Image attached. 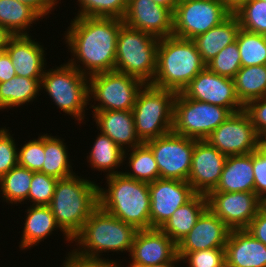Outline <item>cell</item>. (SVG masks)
Wrapping results in <instances>:
<instances>
[{
    "label": "cell",
    "instance_id": "cell-28",
    "mask_svg": "<svg viewBox=\"0 0 266 267\" xmlns=\"http://www.w3.org/2000/svg\"><path fill=\"white\" fill-rule=\"evenodd\" d=\"M124 152L107 135L100 132L87 155V162L93 170L107 172L106 177L120 174L123 171H118V168L124 165Z\"/></svg>",
    "mask_w": 266,
    "mask_h": 267
},
{
    "label": "cell",
    "instance_id": "cell-21",
    "mask_svg": "<svg viewBox=\"0 0 266 267\" xmlns=\"http://www.w3.org/2000/svg\"><path fill=\"white\" fill-rule=\"evenodd\" d=\"M35 40L29 35L12 36L5 51L11 58L16 75L41 80L47 60L43 45Z\"/></svg>",
    "mask_w": 266,
    "mask_h": 267
},
{
    "label": "cell",
    "instance_id": "cell-40",
    "mask_svg": "<svg viewBox=\"0 0 266 267\" xmlns=\"http://www.w3.org/2000/svg\"><path fill=\"white\" fill-rule=\"evenodd\" d=\"M58 179L42 172H33L28 200L32 205L48 206L53 198Z\"/></svg>",
    "mask_w": 266,
    "mask_h": 267
},
{
    "label": "cell",
    "instance_id": "cell-12",
    "mask_svg": "<svg viewBox=\"0 0 266 267\" xmlns=\"http://www.w3.org/2000/svg\"><path fill=\"white\" fill-rule=\"evenodd\" d=\"M145 144L154 155L159 169V178L188 180L195 139L171 131Z\"/></svg>",
    "mask_w": 266,
    "mask_h": 267
},
{
    "label": "cell",
    "instance_id": "cell-50",
    "mask_svg": "<svg viewBox=\"0 0 266 267\" xmlns=\"http://www.w3.org/2000/svg\"><path fill=\"white\" fill-rule=\"evenodd\" d=\"M12 36L5 27L0 25V49H6L7 43Z\"/></svg>",
    "mask_w": 266,
    "mask_h": 267
},
{
    "label": "cell",
    "instance_id": "cell-8",
    "mask_svg": "<svg viewBox=\"0 0 266 267\" xmlns=\"http://www.w3.org/2000/svg\"><path fill=\"white\" fill-rule=\"evenodd\" d=\"M177 93L145 84L132 109L139 139L145 143L172 131Z\"/></svg>",
    "mask_w": 266,
    "mask_h": 267
},
{
    "label": "cell",
    "instance_id": "cell-43",
    "mask_svg": "<svg viewBox=\"0 0 266 267\" xmlns=\"http://www.w3.org/2000/svg\"><path fill=\"white\" fill-rule=\"evenodd\" d=\"M259 137L266 135V96L252 100L244 106Z\"/></svg>",
    "mask_w": 266,
    "mask_h": 267
},
{
    "label": "cell",
    "instance_id": "cell-20",
    "mask_svg": "<svg viewBox=\"0 0 266 267\" xmlns=\"http://www.w3.org/2000/svg\"><path fill=\"white\" fill-rule=\"evenodd\" d=\"M231 229L207 208L191 231L177 244V252L225 248Z\"/></svg>",
    "mask_w": 266,
    "mask_h": 267
},
{
    "label": "cell",
    "instance_id": "cell-32",
    "mask_svg": "<svg viewBox=\"0 0 266 267\" xmlns=\"http://www.w3.org/2000/svg\"><path fill=\"white\" fill-rule=\"evenodd\" d=\"M63 138L44 133V164L40 172L56 179H64L75 175L69 161L68 147Z\"/></svg>",
    "mask_w": 266,
    "mask_h": 267
},
{
    "label": "cell",
    "instance_id": "cell-37",
    "mask_svg": "<svg viewBox=\"0 0 266 267\" xmlns=\"http://www.w3.org/2000/svg\"><path fill=\"white\" fill-rule=\"evenodd\" d=\"M241 29L266 35V2L263 0H249L234 14Z\"/></svg>",
    "mask_w": 266,
    "mask_h": 267
},
{
    "label": "cell",
    "instance_id": "cell-42",
    "mask_svg": "<svg viewBox=\"0 0 266 267\" xmlns=\"http://www.w3.org/2000/svg\"><path fill=\"white\" fill-rule=\"evenodd\" d=\"M6 127L0 128V178L18 165V148Z\"/></svg>",
    "mask_w": 266,
    "mask_h": 267
},
{
    "label": "cell",
    "instance_id": "cell-41",
    "mask_svg": "<svg viewBox=\"0 0 266 267\" xmlns=\"http://www.w3.org/2000/svg\"><path fill=\"white\" fill-rule=\"evenodd\" d=\"M44 134L37 139L29 140L18 148V165L26 167L30 171L40 172L44 164Z\"/></svg>",
    "mask_w": 266,
    "mask_h": 267
},
{
    "label": "cell",
    "instance_id": "cell-15",
    "mask_svg": "<svg viewBox=\"0 0 266 267\" xmlns=\"http://www.w3.org/2000/svg\"><path fill=\"white\" fill-rule=\"evenodd\" d=\"M182 93L189 99L228 108L232 113L244 110L237 98L234 80L220 76L207 67L194 77Z\"/></svg>",
    "mask_w": 266,
    "mask_h": 267
},
{
    "label": "cell",
    "instance_id": "cell-17",
    "mask_svg": "<svg viewBox=\"0 0 266 267\" xmlns=\"http://www.w3.org/2000/svg\"><path fill=\"white\" fill-rule=\"evenodd\" d=\"M129 266L144 267L166 262H180L177 244L160 228L138 230L130 254Z\"/></svg>",
    "mask_w": 266,
    "mask_h": 267
},
{
    "label": "cell",
    "instance_id": "cell-53",
    "mask_svg": "<svg viewBox=\"0 0 266 267\" xmlns=\"http://www.w3.org/2000/svg\"><path fill=\"white\" fill-rule=\"evenodd\" d=\"M259 211L266 215V194L259 198Z\"/></svg>",
    "mask_w": 266,
    "mask_h": 267
},
{
    "label": "cell",
    "instance_id": "cell-7",
    "mask_svg": "<svg viewBox=\"0 0 266 267\" xmlns=\"http://www.w3.org/2000/svg\"><path fill=\"white\" fill-rule=\"evenodd\" d=\"M158 45V38L123 23L117 37L115 71L150 84L156 73Z\"/></svg>",
    "mask_w": 266,
    "mask_h": 267
},
{
    "label": "cell",
    "instance_id": "cell-48",
    "mask_svg": "<svg viewBox=\"0 0 266 267\" xmlns=\"http://www.w3.org/2000/svg\"><path fill=\"white\" fill-rule=\"evenodd\" d=\"M62 267H111L103 263L84 262L74 259L70 254H67L63 261Z\"/></svg>",
    "mask_w": 266,
    "mask_h": 267
},
{
    "label": "cell",
    "instance_id": "cell-33",
    "mask_svg": "<svg viewBox=\"0 0 266 267\" xmlns=\"http://www.w3.org/2000/svg\"><path fill=\"white\" fill-rule=\"evenodd\" d=\"M126 158H128L127 160L129 161L127 162V166L129 165L130 171H123L122 173L125 176L147 183L153 182L159 178L158 165L151 149L145 143L125 151L124 162Z\"/></svg>",
    "mask_w": 266,
    "mask_h": 267
},
{
    "label": "cell",
    "instance_id": "cell-25",
    "mask_svg": "<svg viewBox=\"0 0 266 267\" xmlns=\"http://www.w3.org/2000/svg\"><path fill=\"white\" fill-rule=\"evenodd\" d=\"M29 207L25 211L27 214L19 242L20 250H27V248L37 246V244L53 234L54 230L60 229L49 206L30 205Z\"/></svg>",
    "mask_w": 266,
    "mask_h": 267
},
{
    "label": "cell",
    "instance_id": "cell-38",
    "mask_svg": "<svg viewBox=\"0 0 266 267\" xmlns=\"http://www.w3.org/2000/svg\"><path fill=\"white\" fill-rule=\"evenodd\" d=\"M206 67L220 76L233 79L242 67L237 42L225 46L206 64Z\"/></svg>",
    "mask_w": 266,
    "mask_h": 267
},
{
    "label": "cell",
    "instance_id": "cell-44",
    "mask_svg": "<svg viewBox=\"0 0 266 267\" xmlns=\"http://www.w3.org/2000/svg\"><path fill=\"white\" fill-rule=\"evenodd\" d=\"M254 192L260 198L266 194V153L259 147L252 152Z\"/></svg>",
    "mask_w": 266,
    "mask_h": 267
},
{
    "label": "cell",
    "instance_id": "cell-19",
    "mask_svg": "<svg viewBox=\"0 0 266 267\" xmlns=\"http://www.w3.org/2000/svg\"><path fill=\"white\" fill-rule=\"evenodd\" d=\"M123 22L158 39L173 33V12L152 0H128Z\"/></svg>",
    "mask_w": 266,
    "mask_h": 267
},
{
    "label": "cell",
    "instance_id": "cell-2",
    "mask_svg": "<svg viewBox=\"0 0 266 267\" xmlns=\"http://www.w3.org/2000/svg\"><path fill=\"white\" fill-rule=\"evenodd\" d=\"M138 230L98 206L86 220L82 230L72 239L76 247L70 250L74 259L119 267L116 260L101 257L102 253L127 251L130 254ZM101 253V254H100ZM103 258V259H102Z\"/></svg>",
    "mask_w": 266,
    "mask_h": 267
},
{
    "label": "cell",
    "instance_id": "cell-13",
    "mask_svg": "<svg viewBox=\"0 0 266 267\" xmlns=\"http://www.w3.org/2000/svg\"><path fill=\"white\" fill-rule=\"evenodd\" d=\"M206 140L226 156L250 154L260 147V137L244 110L233 113Z\"/></svg>",
    "mask_w": 266,
    "mask_h": 267
},
{
    "label": "cell",
    "instance_id": "cell-24",
    "mask_svg": "<svg viewBox=\"0 0 266 267\" xmlns=\"http://www.w3.org/2000/svg\"><path fill=\"white\" fill-rule=\"evenodd\" d=\"M211 192H254L252 153L227 156L220 181Z\"/></svg>",
    "mask_w": 266,
    "mask_h": 267
},
{
    "label": "cell",
    "instance_id": "cell-45",
    "mask_svg": "<svg viewBox=\"0 0 266 267\" xmlns=\"http://www.w3.org/2000/svg\"><path fill=\"white\" fill-rule=\"evenodd\" d=\"M247 231L256 239L266 245V215L258 211L246 228Z\"/></svg>",
    "mask_w": 266,
    "mask_h": 267
},
{
    "label": "cell",
    "instance_id": "cell-10",
    "mask_svg": "<svg viewBox=\"0 0 266 267\" xmlns=\"http://www.w3.org/2000/svg\"><path fill=\"white\" fill-rule=\"evenodd\" d=\"M144 85L142 80L115 70L92 75L89 77V102L98 103L95 106L89 103V108L93 111H132Z\"/></svg>",
    "mask_w": 266,
    "mask_h": 267
},
{
    "label": "cell",
    "instance_id": "cell-55",
    "mask_svg": "<svg viewBox=\"0 0 266 267\" xmlns=\"http://www.w3.org/2000/svg\"><path fill=\"white\" fill-rule=\"evenodd\" d=\"M5 52V49H0V56Z\"/></svg>",
    "mask_w": 266,
    "mask_h": 267
},
{
    "label": "cell",
    "instance_id": "cell-29",
    "mask_svg": "<svg viewBox=\"0 0 266 267\" xmlns=\"http://www.w3.org/2000/svg\"><path fill=\"white\" fill-rule=\"evenodd\" d=\"M40 81L16 75L0 83V110L31 103L41 91ZM28 102V103H27Z\"/></svg>",
    "mask_w": 266,
    "mask_h": 267
},
{
    "label": "cell",
    "instance_id": "cell-26",
    "mask_svg": "<svg viewBox=\"0 0 266 267\" xmlns=\"http://www.w3.org/2000/svg\"><path fill=\"white\" fill-rule=\"evenodd\" d=\"M240 23L235 15H230L220 25L209 29L193 39L202 61L207 64L225 46L236 41Z\"/></svg>",
    "mask_w": 266,
    "mask_h": 267
},
{
    "label": "cell",
    "instance_id": "cell-16",
    "mask_svg": "<svg viewBox=\"0 0 266 267\" xmlns=\"http://www.w3.org/2000/svg\"><path fill=\"white\" fill-rule=\"evenodd\" d=\"M208 208L231 230L246 229L259 211L255 192H210Z\"/></svg>",
    "mask_w": 266,
    "mask_h": 267
},
{
    "label": "cell",
    "instance_id": "cell-6",
    "mask_svg": "<svg viewBox=\"0 0 266 267\" xmlns=\"http://www.w3.org/2000/svg\"><path fill=\"white\" fill-rule=\"evenodd\" d=\"M40 88L42 91L44 88L60 111L73 117V120L75 118V121H79L78 124L84 121L89 104V77L67 62L54 69H46Z\"/></svg>",
    "mask_w": 266,
    "mask_h": 267
},
{
    "label": "cell",
    "instance_id": "cell-30",
    "mask_svg": "<svg viewBox=\"0 0 266 267\" xmlns=\"http://www.w3.org/2000/svg\"><path fill=\"white\" fill-rule=\"evenodd\" d=\"M43 19L33 8L17 0H0V25L13 36L30 35L31 24Z\"/></svg>",
    "mask_w": 266,
    "mask_h": 267
},
{
    "label": "cell",
    "instance_id": "cell-54",
    "mask_svg": "<svg viewBox=\"0 0 266 267\" xmlns=\"http://www.w3.org/2000/svg\"><path fill=\"white\" fill-rule=\"evenodd\" d=\"M260 148L266 153V135L260 137Z\"/></svg>",
    "mask_w": 266,
    "mask_h": 267
},
{
    "label": "cell",
    "instance_id": "cell-9",
    "mask_svg": "<svg viewBox=\"0 0 266 267\" xmlns=\"http://www.w3.org/2000/svg\"><path fill=\"white\" fill-rule=\"evenodd\" d=\"M232 114L228 108L189 99L182 92L177 93L172 131L191 139L206 140Z\"/></svg>",
    "mask_w": 266,
    "mask_h": 267
},
{
    "label": "cell",
    "instance_id": "cell-4",
    "mask_svg": "<svg viewBox=\"0 0 266 267\" xmlns=\"http://www.w3.org/2000/svg\"><path fill=\"white\" fill-rule=\"evenodd\" d=\"M206 67L193 40L169 36L159 39L152 86L181 93Z\"/></svg>",
    "mask_w": 266,
    "mask_h": 267
},
{
    "label": "cell",
    "instance_id": "cell-46",
    "mask_svg": "<svg viewBox=\"0 0 266 267\" xmlns=\"http://www.w3.org/2000/svg\"><path fill=\"white\" fill-rule=\"evenodd\" d=\"M33 8L42 18L56 9L59 0H17ZM54 8V9H53ZM44 16V17H43Z\"/></svg>",
    "mask_w": 266,
    "mask_h": 267
},
{
    "label": "cell",
    "instance_id": "cell-52",
    "mask_svg": "<svg viewBox=\"0 0 266 267\" xmlns=\"http://www.w3.org/2000/svg\"><path fill=\"white\" fill-rule=\"evenodd\" d=\"M178 263L179 262H166V263H160V264H155V265H147V266H144V267H175V266L178 267L177 266ZM119 267H123V266H119Z\"/></svg>",
    "mask_w": 266,
    "mask_h": 267
},
{
    "label": "cell",
    "instance_id": "cell-47",
    "mask_svg": "<svg viewBox=\"0 0 266 267\" xmlns=\"http://www.w3.org/2000/svg\"><path fill=\"white\" fill-rule=\"evenodd\" d=\"M16 76L14 65L11 63V58L5 51L0 56V83L10 80Z\"/></svg>",
    "mask_w": 266,
    "mask_h": 267
},
{
    "label": "cell",
    "instance_id": "cell-5",
    "mask_svg": "<svg viewBox=\"0 0 266 267\" xmlns=\"http://www.w3.org/2000/svg\"><path fill=\"white\" fill-rule=\"evenodd\" d=\"M105 178L108 188L99 186V206L137 230L150 229L149 183L123 173Z\"/></svg>",
    "mask_w": 266,
    "mask_h": 267
},
{
    "label": "cell",
    "instance_id": "cell-1",
    "mask_svg": "<svg viewBox=\"0 0 266 267\" xmlns=\"http://www.w3.org/2000/svg\"><path fill=\"white\" fill-rule=\"evenodd\" d=\"M123 23V19L113 17H74L64 33L73 56L68 63L87 77L114 71L117 37Z\"/></svg>",
    "mask_w": 266,
    "mask_h": 267
},
{
    "label": "cell",
    "instance_id": "cell-31",
    "mask_svg": "<svg viewBox=\"0 0 266 267\" xmlns=\"http://www.w3.org/2000/svg\"><path fill=\"white\" fill-rule=\"evenodd\" d=\"M233 80L237 98L243 106L266 96V65L242 66Z\"/></svg>",
    "mask_w": 266,
    "mask_h": 267
},
{
    "label": "cell",
    "instance_id": "cell-18",
    "mask_svg": "<svg viewBox=\"0 0 266 267\" xmlns=\"http://www.w3.org/2000/svg\"><path fill=\"white\" fill-rule=\"evenodd\" d=\"M227 156L207 140H195L187 182L196 194L208 195L217 187Z\"/></svg>",
    "mask_w": 266,
    "mask_h": 267
},
{
    "label": "cell",
    "instance_id": "cell-49",
    "mask_svg": "<svg viewBox=\"0 0 266 267\" xmlns=\"http://www.w3.org/2000/svg\"><path fill=\"white\" fill-rule=\"evenodd\" d=\"M248 1L249 0H220L231 15L237 13Z\"/></svg>",
    "mask_w": 266,
    "mask_h": 267
},
{
    "label": "cell",
    "instance_id": "cell-3",
    "mask_svg": "<svg viewBox=\"0 0 266 267\" xmlns=\"http://www.w3.org/2000/svg\"><path fill=\"white\" fill-rule=\"evenodd\" d=\"M48 206L65 240L73 243L72 239L99 206V185L77 174L58 179Z\"/></svg>",
    "mask_w": 266,
    "mask_h": 267
},
{
    "label": "cell",
    "instance_id": "cell-23",
    "mask_svg": "<svg viewBox=\"0 0 266 267\" xmlns=\"http://www.w3.org/2000/svg\"><path fill=\"white\" fill-rule=\"evenodd\" d=\"M92 115L97 129L123 151L131 150L143 143L137 135L132 111H92Z\"/></svg>",
    "mask_w": 266,
    "mask_h": 267
},
{
    "label": "cell",
    "instance_id": "cell-51",
    "mask_svg": "<svg viewBox=\"0 0 266 267\" xmlns=\"http://www.w3.org/2000/svg\"><path fill=\"white\" fill-rule=\"evenodd\" d=\"M157 5H160L164 8L171 10L173 13L175 12L176 6L179 3V0H152Z\"/></svg>",
    "mask_w": 266,
    "mask_h": 267
},
{
    "label": "cell",
    "instance_id": "cell-36",
    "mask_svg": "<svg viewBox=\"0 0 266 267\" xmlns=\"http://www.w3.org/2000/svg\"><path fill=\"white\" fill-rule=\"evenodd\" d=\"M78 13L75 17H113L123 19L128 0H77Z\"/></svg>",
    "mask_w": 266,
    "mask_h": 267
},
{
    "label": "cell",
    "instance_id": "cell-39",
    "mask_svg": "<svg viewBox=\"0 0 266 267\" xmlns=\"http://www.w3.org/2000/svg\"><path fill=\"white\" fill-rule=\"evenodd\" d=\"M177 256L181 263H188V267H226L225 248L177 252Z\"/></svg>",
    "mask_w": 266,
    "mask_h": 267
},
{
    "label": "cell",
    "instance_id": "cell-22",
    "mask_svg": "<svg viewBox=\"0 0 266 267\" xmlns=\"http://www.w3.org/2000/svg\"><path fill=\"white\" fill-rule=\"evenodd\" d=\"M226 267H266V245L247 229H232L225 245Z\"/></svg>",
    "mask_w": 266,
    "mask_h": 267
},
{
    "label": "cell",
    "instance_id": "cell-34",
    "mask_svg": "<svg viewBox=\"0 0 266 267\" xmlns=\"http://www.w3.org/2000/svg\"><path fill=\"white\" fill-rule=\"evenodd\" d=\"M32 178L33 171L26 167L16 165L12 168L0 178V194L3 201L16 205L27 202Z\"/></svg>",
    "mask_w": 266,
    "mask_h": 267
},
{
    "label": "cell",
    "instance_id": "cell-35",
    "mask_svg": "<svg viewBox=\"0 0 266 267\" xmlns=\"http://www.w3.org/2000/svg\"><path fill=\"white\" fill-rule=\"evenodd\" d=\"M236 42L243 67L266 65V35L240 28Z\"/></svg>",
    "mask_w": 266,
    "mask_h": 267
},
{
    "label": "cell",
    "instance_id": "cell-14",
    "mask_svg": "<svg viewBox=\"0 0 266 267\" xmlns=\"http://www.w3.org/2000/svg\"><path fill=\"white\" fill-rule=\"evenodd\" d=\"M150 229L161 228L180 206L185 205L195 195L187 181L163 179L149 183Z\"/></svg>",
    "mask_w": 266,
    "mask_h": 267
},
{
    "label": "cell",
    "instance_id": "cell-11",
    "mask_svg": "<svg viewBox=\"0 0 266 267\" xmlns=\"http://www.w3.org/2000/svg\"><path fill=\"white\" fill-rule=\"evenodd\" d=\"M230 15L220 0L179 1L173 13L172 35L193 40L220 25Z\"/></svg>",
    "mask_w": 266,
    "mask_h": 267
},
{
    "label": "cell",
    "instance_id": "cell-27",
    "mask_svg": "<svg viewBox=\"0 0 266 267\" xmlns=\"http://www.w3.org/2000/svg\"><path fill=\"white\" fill-rule=\"evenodd\" d=\"M207 208V196L196 194L189 202L176 209L160 229L178 244Z\"/></svg>",
    "mask_w": 266,
    "mask_h": 267
}]
</instances>
